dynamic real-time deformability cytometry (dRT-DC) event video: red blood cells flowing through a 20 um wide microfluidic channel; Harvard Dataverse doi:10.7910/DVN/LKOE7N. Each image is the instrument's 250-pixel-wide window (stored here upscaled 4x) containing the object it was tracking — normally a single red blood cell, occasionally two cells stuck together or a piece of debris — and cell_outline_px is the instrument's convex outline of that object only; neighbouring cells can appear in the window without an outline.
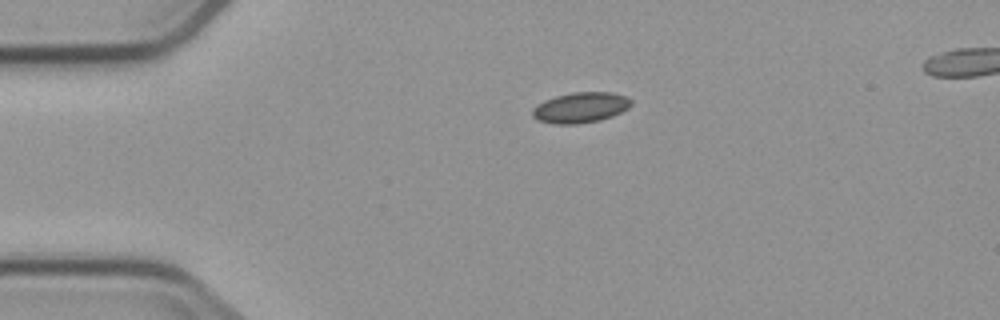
{"species": "common noctule bat (a hibernating species)", "species_latin": "Nyctalus noctula", "temperature_condition": "cold", "stored_images_in_passage": 3, "camera_frame_rate_fps": 3000, "um_per_image_px": 0.085, "animal": {"sex": "male", "body_mass_g": 23.1, "forearm_length_mm": 52.7}, "frame": {"image": 1, "passage_image": 3, "time_ms": 2.333, "image_size_px": [1000, 320], "cell_outline_px": [[632, 104], [628, 108], [612, 116], [600, 120], [576, 124], [556, 124], [536, 120], [532, 116], [532, 108], [536, 104], [544, 100], [556, 96], [572, 92], [612, 92], [628, 96], [632, 100]], "centroid_in_image_um": [49.34, 9.13], "position_along_channel_um": 35.7, "area_um2": 17.74}}